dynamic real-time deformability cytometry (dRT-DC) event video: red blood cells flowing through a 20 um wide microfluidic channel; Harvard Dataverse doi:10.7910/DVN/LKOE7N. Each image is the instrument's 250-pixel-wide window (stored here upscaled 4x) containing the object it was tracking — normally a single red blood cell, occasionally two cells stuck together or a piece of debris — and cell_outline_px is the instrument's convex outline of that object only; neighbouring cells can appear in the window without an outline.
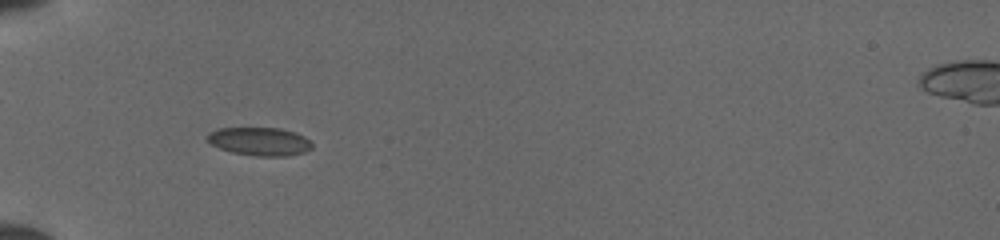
{"species": "common noctule bat (a hibernating species)", "species_latin": "Nyctalus noctula", "temperature_condition": "cold", "stored_images_in_passage": 50, "camera_frame_rate_fps": 3000, "um_per_image_px": 0.085, "animal": {"sex": "female", "body_mass_g": 19.5, "forearm_length_mm": 54.1}, "frame": {"image": 1, "passage_image": 18, "time_ms": 5.667, "image_size_px": [1000, 240], "cell_outline_px": [[312, 148], [304, 152], [288, 156], [256, 156], [232, 152], [220, 148], [212, 144], [204, 136], [208, 132], [220, 128], [280, 128], [304, 136], [312, 144]], "centroid_in_image_um": [22.04, 12.02], "position_along_channel_um": 63.0, "area_um2": 17.17}}
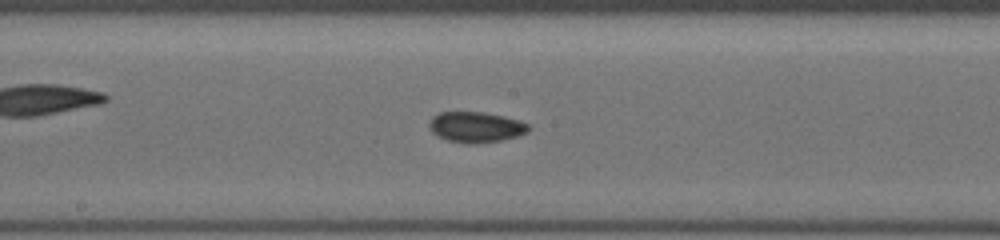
{"frame": {"image": 2, "passage_image": 29, "time_ms": 9.333, "image_size_px": [1000, 240], "cell_outline_px": [[528, 128], [520, 136], [500, 140], [472, 144], [468, 144], [448, 140], [432, 132], [428, 124], [432, 116], [440, 112], [484, 112], [516, 120], [528, 124]], "centroid_in_image_um": [40.39, 10.8], "position_along_channel_um": 207.8, "area_um2": 17.34}}
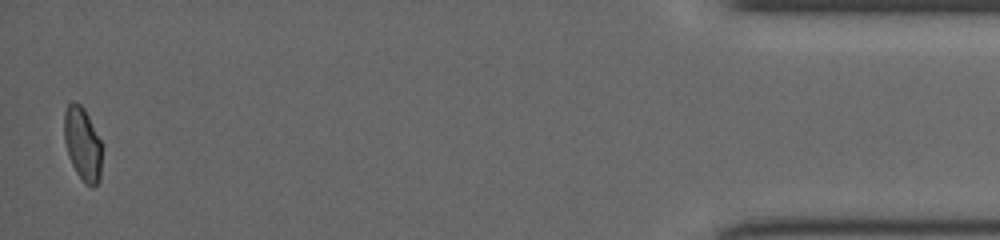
{"frame": {"image": 3, "passage_image": 50, "time_ms": 16.333, "image_size_px": [1000, 240], "cell_outline_px": [[100, 180], [92, 188], [84, 184], [76, 172], [68, 156], [64, 140], [64, 112], [68, 104], [80, 104], [84, 108], [100, 140]], "centroid_in_image_um": [6.99, 12.28], "position_along_channel_um": 428.2, "area_um2": 15.9}}